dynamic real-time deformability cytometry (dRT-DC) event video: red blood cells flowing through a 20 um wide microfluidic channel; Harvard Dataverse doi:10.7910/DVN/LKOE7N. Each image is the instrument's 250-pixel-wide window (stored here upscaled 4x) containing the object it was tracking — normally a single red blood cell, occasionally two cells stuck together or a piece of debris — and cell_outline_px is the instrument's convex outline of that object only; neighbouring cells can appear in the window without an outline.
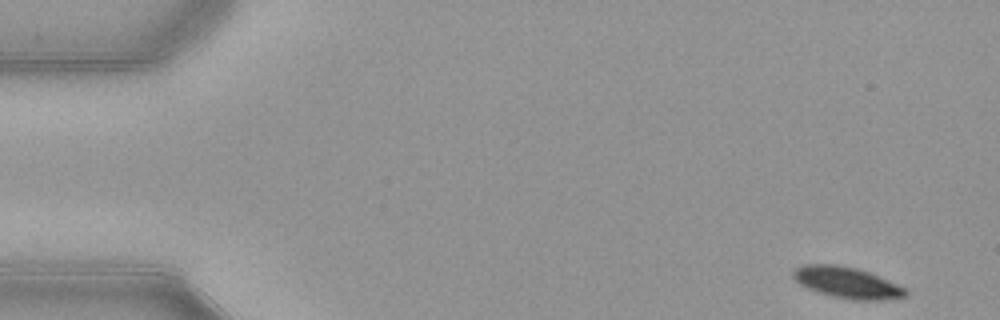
{"species": "common noctule bat (a hibernating species)", "species_latin": "Nyctalus noctula", "temperature_condition": "warm", "stored_images_in_passage": 51, "camera_frame_rate_fps": 3000, "um_per_image_px": 0.085, "animal": {"sex": "female", "body_mass_g": 21.9}, "frame": {"image": 1, "passage_image": 1, "time_ms": 0.0, "image_size_px": [1000, 320], "cell_outline_px": [[908, 292], [904, 296], [880, 300], [852, 300], [832, 296], [816, 292], [800, 284], [792, 276], [792, 272], [796, 268], [804, 264], [836, 264], [856, 268], [868, 272], [896, 284], [904, 288]], "centroid_in_image_um": [71.94, 24.01], "position_along_channel_um": 13.1, "area_um2": 20.17}}
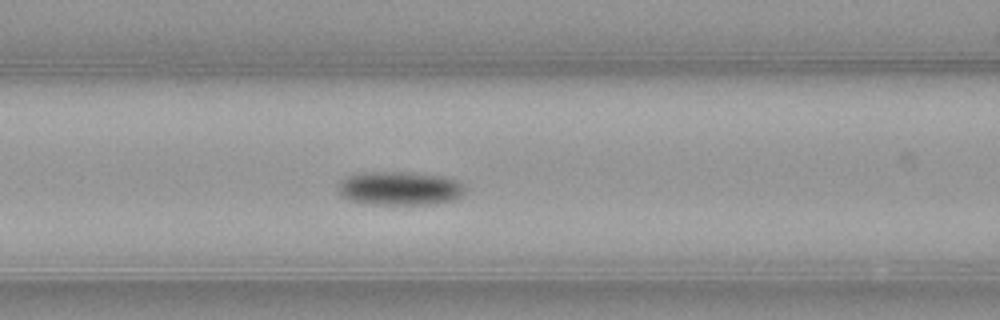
{"frame": {"image": 2, "passage_image": 20, "time_ms": 6.333, "image_size_px": [1000, 320], "cell_outline_px": [[464, 192], [456, 200], [436, 204], [368, 204], [348, 200], [336, 188], [340, 180], [356, 172], [400, 172], [440, 176], [456, 180], [464, 188]], "centroid_in_image_um": [33.92, 16.02], "position_along_channel_um": 132.7, "area_um2": 24.91}}
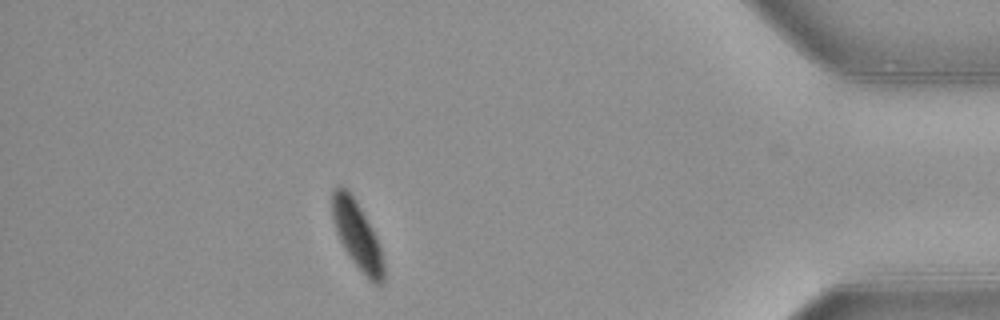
{"frame": {"image": 3, "passage_image": 45, "time_ms": 14.667, "image_size_px": [1000, 320], "cell_outline_px": [[384, 280], [380, 284], [372, 284], [368, 280], [352, 260], [344, 248], [336, 232], [332, 216], [332, 192], [336, 184], [344, 188], [356, 200], [380, 248], [384, 260]], "centroid_in_image_um": [30.34, 20.03], "position_along_channel_um": 404.9, "area_um2": 19.77}, "authors_computed_cell_mechanics": {"area_um2": 22.7732, "velocity_mm_per_s": 3.8657, "shape_relaxation_time_tau1_ms": 1.6689, "shape_relaxation_time_tau2_ms": null, "deformation_change_tau1": 0.0916, "deformation_change_tau2": null}}